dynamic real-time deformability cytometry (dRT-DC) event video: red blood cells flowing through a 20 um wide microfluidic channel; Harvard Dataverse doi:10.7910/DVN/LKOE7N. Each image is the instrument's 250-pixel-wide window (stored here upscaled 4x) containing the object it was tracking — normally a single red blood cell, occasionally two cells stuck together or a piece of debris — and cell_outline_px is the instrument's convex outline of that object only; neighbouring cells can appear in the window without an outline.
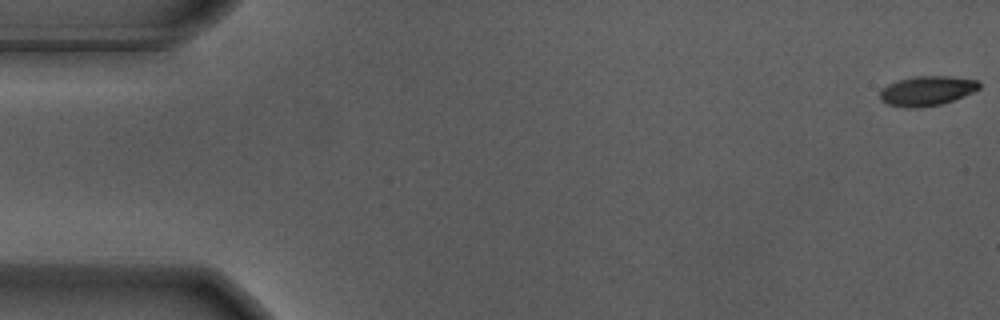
{"species": "Egyptian fruit bat (a non-hibernating species)", "species_latin": "Rousettus aegyptiacus", "temperature_condition": "warm", "stored_images_in_passage": 56, "camera_frame_rate_fps": 3000, "um_per_image_px": 0.085, "animal": {"sex": "male"}, "frame": {"image": 1, "passage_image": 1, "time_ms": 0.0, "image_size_px": [1000, 320], "cell_outline_px": [[980, 88], [964, 96], [940, 104], [920, 108], [908, 108], [888, 104], [880, 100], [880, 92], [888, 84], [900, 80], [916, 76], [948, 76], [976, 80], [980, 84]], "centroid_in_image_um": [78.78, 7.73], "position_along_channel_um": 6.2, "area_um2": 16.94}}
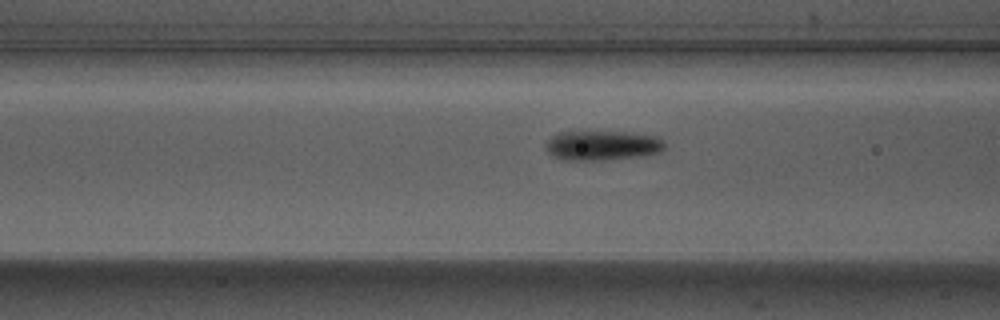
{"frame": {"image": 2, "passage_image": 22, "time_ms": 7.0, "image_size_px": [1000, 320], "cell_outline_px": [[664, 148], [660, 152], [640, 156], [604, 160], [564, 160], [552, 156], [548, 152], [548, 140], [552, 136], [560, 132], [620, 132], [656, 136], [664, 144]], "centroid_in_image_um": [51.18, 12.38], "position_along_channel_um": 115.4, "area_um2": 20.17}}
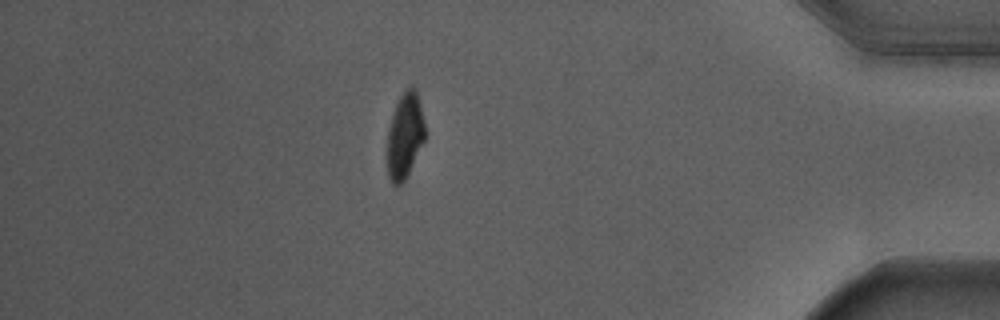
{"frame": {"image": 3, "passage_image": 49, "time_ms": 16.0, "image_size_px": [1000, 320], "cell_outline_px": [[424, 140], [404, 180], [400, 184], [392, 184], [388, 176], [388, 128], [396, 104], [400, 96], [412, 84], [416, 92], [424, 124]], "centroid_in_image_um": [34.39, 11.53], "position_along_channel_um": 400.8, "area_um2": 18.03}, "authors_computed_cell_mechanics": {"area_um2": 19.652, "velocity_mm_per_s": 3.6714, "shape_relaxation_time_tau1_ms": 3.1081, "shape_relaxation_time_tau2_ms": null, "deformation_change_tau1": 0.1664, "deformation_change_tau2": null}}